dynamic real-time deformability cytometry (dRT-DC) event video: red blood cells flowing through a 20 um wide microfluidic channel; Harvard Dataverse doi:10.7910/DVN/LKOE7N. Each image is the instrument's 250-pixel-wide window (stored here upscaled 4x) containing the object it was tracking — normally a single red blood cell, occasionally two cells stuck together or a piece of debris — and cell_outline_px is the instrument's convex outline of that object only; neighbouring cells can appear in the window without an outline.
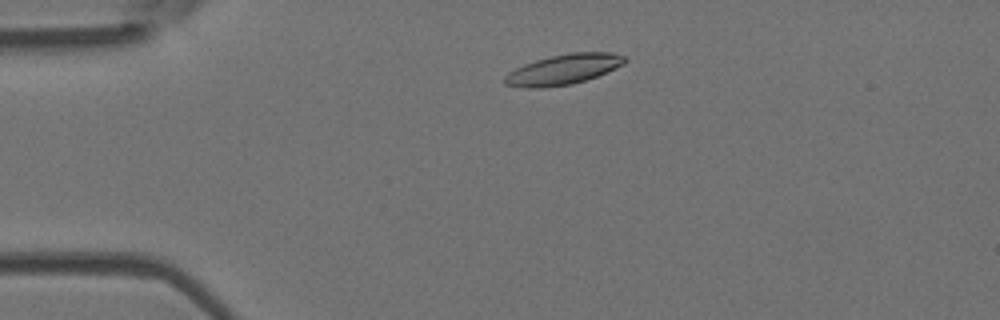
{"species": "Egyptian fruit bat (a non-hibernating species)", "species_latin": "Rousettus aegyptiacus", "temperature_condition": "room temperature", "stored_images_in_passage": 44, "camera_frame_rate_fps": 3000, "um_per_image_px": 0.085, "animal": {"sex": "female"}, "frame": {"image": 1, "passage_image": 6, "time_ms": 1.667, "image_size_px": [1000, 320], "cell_outline_px": [[628, 60], [624, 64], [596, 76], [572, 84], [544, 88], [524, 88], [504, 84], [504, 76], [508, 72], [524, 64], [536, 60], [552, 56], [572, 52], [612, 52], [624, 56]], "centroid_in_image_um": [47.87, 5.9], "position_along_channel_um": 37.1, "area_um2": 21.1}}
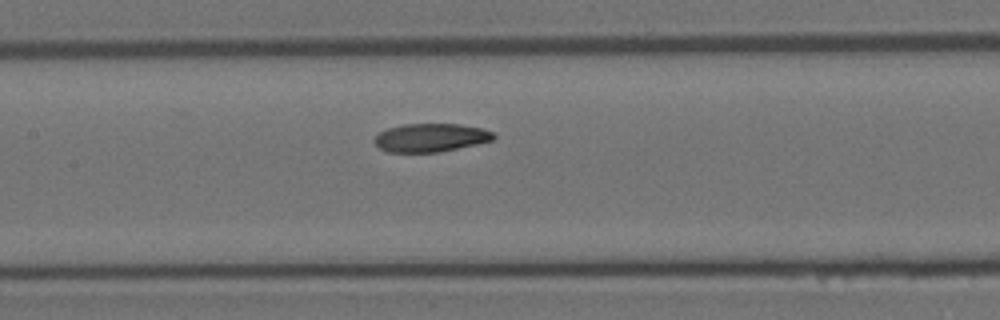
{"frame": {"image": 2, "passage_image": 19, "time_ms": 6.0, "image_size_px": [1000, 320], "cell_outline_px": [[496, 136], [492, 140], [476, 144], [440, 152], [388, 152], [380, 148], [372, 140], [380, 132], [388, 128], [404, 124], [460, 124], [484, 128], [492, 132]], "centroid_in_image_um": [36.61, 11.7], "position_along_channel_um": 170.8, "area_um2": 19.65}}
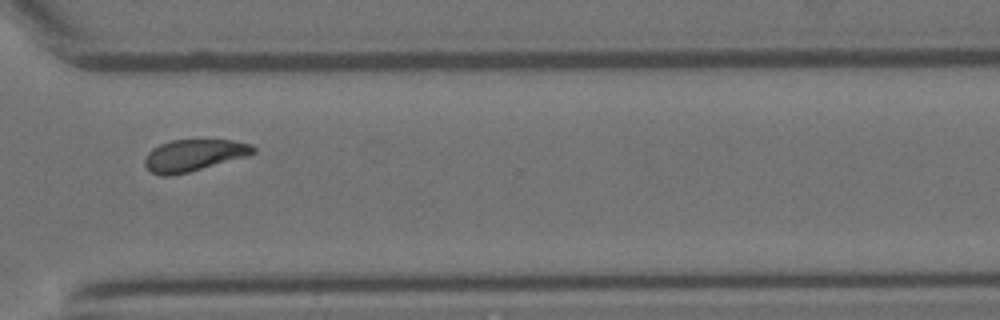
{"frame": {"image": 3, "passage_image": 33, "time_ms": 10.667, "image_size_px": [1000, 320], "cell_outline_px": [[256, 152], [244, 156], [188, 172], [168, 176], [160, 176], [152, 172], [144, 164], [144, 160], [148, 152], [152, 148], [160, 144], [172, 140], [232, 140], [252, 144], [256, 148]], "centroid_in_image_um": [16.44, 13.19], "position_along_channel_um": 354.2, "area_um2": 19.77}, "authors_computed_cell_mechanics": {"area_um2": 20.2878, "velocity_mm_per_s": 3.9403, "shape_relaxation_time_tau1_ms": 5.0448, "shape_relaxation_time_tau2_ms": 4.7627, "deformation_change_tau1": 0.1348, "deformation_change_tau2": 0.1093}}